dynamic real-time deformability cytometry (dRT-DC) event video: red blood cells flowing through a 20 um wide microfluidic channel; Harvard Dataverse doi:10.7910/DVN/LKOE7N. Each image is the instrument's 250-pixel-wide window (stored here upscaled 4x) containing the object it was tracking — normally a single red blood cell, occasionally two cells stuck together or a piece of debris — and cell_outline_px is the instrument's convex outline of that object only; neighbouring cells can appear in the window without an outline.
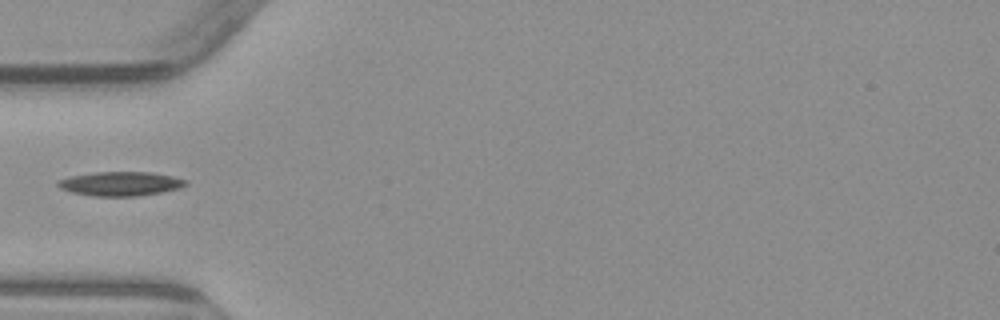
{"species": "common noctule bat (a hibernating species)", "species_latin": "Nyctalus noctula", "temperature_condition": "warm", "stored_images_in_passage": 3, "camera_frame_rate_fps": 3000, "um_per_image_px": 0.085, "animal": {"sex": "male", "body_mass_g": 23.1, "forearm_length_mm": 52.7}, "frame": {"image": 1, "passage_image": 2, "time_ms": 1.333, "image_size_px": [1000, 320], "cell_outline_px": [[188, 184], [180, 188], [160, 192], [136, 196], [92, 196], [72, 192], [60, 188], [56, 184], [56, 180], [72, 176], [96, 172], [148, 172], [172, 176], [188, 180]], "centroid_in_image_um": [10.24, 15.61], "position_along_channel_um": 74.8, "area_um2": 17.92}}
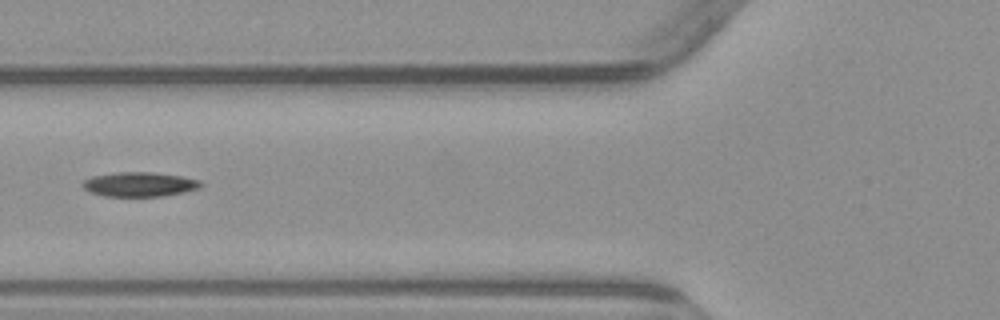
{"frame": {"image": 2, "passage_image": 3, "time_ms": 2.333, "image_size_px": [1000, 320], "cell_outline_px": [[204, 184], [200, 188], [184, 192], [160, 196], [104, 196], [92, 192], [84, 188], [84, 180], [92, 176], [116, 172], [152, 172], [180, 176], [200, 180]], "centroid_in_image_um": [11.9, 15.66], "position_along_channel_um": 113.9, "area_um2": 16.7}}